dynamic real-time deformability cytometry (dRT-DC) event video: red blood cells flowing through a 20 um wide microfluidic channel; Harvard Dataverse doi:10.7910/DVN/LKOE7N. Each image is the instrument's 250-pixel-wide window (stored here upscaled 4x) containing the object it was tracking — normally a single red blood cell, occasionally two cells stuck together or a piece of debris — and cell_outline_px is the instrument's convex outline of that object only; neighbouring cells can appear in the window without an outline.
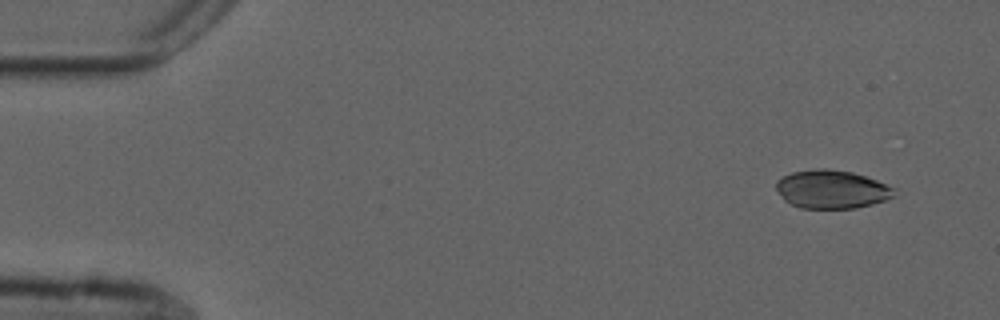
{"species": "common noctule bat (a hibernating species)", "species_latin": "Nyctalus noctula", "temperature_condition": "cold", "stored_images_in_passage": 16, "camera_frame_rate_fps": 3000, "um_per_image_px": 0.085, "animal": {"sex": "male", "forearm_length_mm": 52.5}, "frame": {"image": 1, "passage_image": 1, "time_ms": 0.0, "image_size_px": [1000, 320], "cell_outline_px": [[896, 196], [872, 204], [856, 208], [800, 208], [784, 200], [776, 188], [776, 180], [792, 172], [816, 168], [828, 168], [852, 172], [876, 180], [896, 188]], "centroid_in_image_um": [70.71, 16.08], "position_along_channel_um": 14.3, "area_um2": 26.47}}
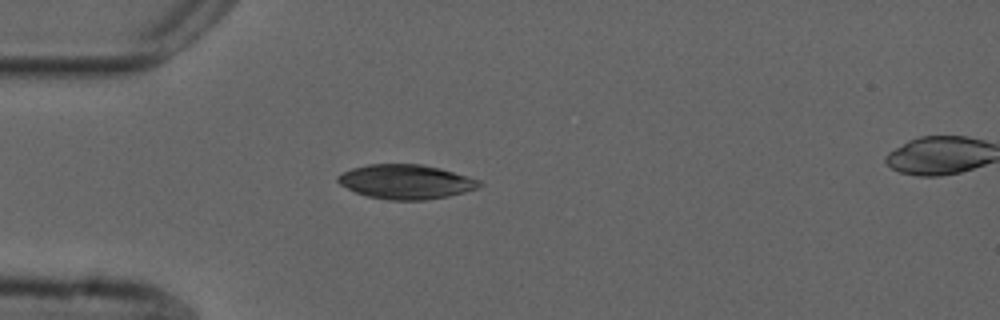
{"frame": {"image": 2, "passage_image": 12, "time_ms": 3.667, "image_size_px": [1000, 320], "cell_outline_px": [[484, 184], [476, 188], [464, 192], [448, 196], [424, 200], [388, 200], [368, 196], [356, 192], [340, 184], [336, 180], [336, 176], [352, 168], [368, 164], [424, 164], [440, 168], [480, 180]], "centroid_in_image_um": [34.5, 15.44], "position_along_channel_um": 50.5, "area_um2": 28.26}}